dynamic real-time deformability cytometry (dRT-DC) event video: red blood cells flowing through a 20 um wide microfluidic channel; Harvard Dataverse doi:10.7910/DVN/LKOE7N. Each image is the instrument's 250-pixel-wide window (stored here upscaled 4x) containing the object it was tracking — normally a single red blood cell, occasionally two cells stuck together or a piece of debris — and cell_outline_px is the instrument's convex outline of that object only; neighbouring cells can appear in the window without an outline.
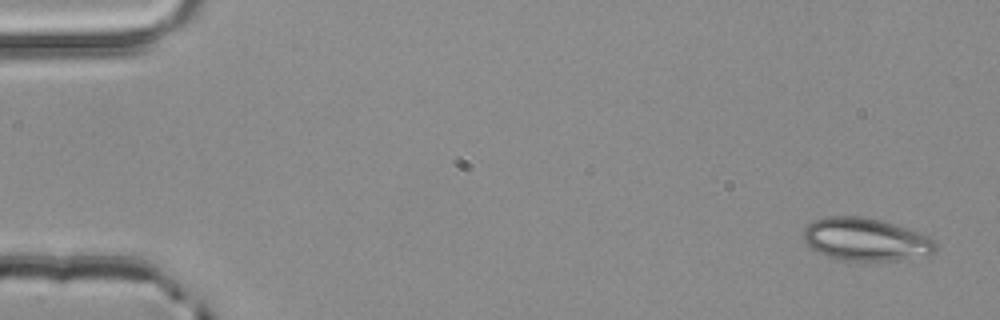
{"species": "common noctule bat (a hibernating species)", "species_latin": "Nyctalus noctula", "temperature_condition": "room temperature", "stored_images_in_passage": 4, "camera_frame_rate_fps": 3000, "um_per_image_px": 0.085, "animal": {"sex": "male", "body_mass_g": 20.4}, "frame": {"image": 1, "passage_image": 1, "time_ms": 0.0, "image_size_px": [1000, 320], "cell_outline_px": [[936, 252], [928, 256], [896, 260], [844, 260], [828, 256], [812, 248], [804, 240], [804, 228], [812, 220], [824, 216], [860, 216], [880, 220], [908, 228], [928, 236], [936, 240]], "centroid_in_image_um": [73.62, 20.34], "position_along_channel_um": 11.4, "area_um2": 32.95}}